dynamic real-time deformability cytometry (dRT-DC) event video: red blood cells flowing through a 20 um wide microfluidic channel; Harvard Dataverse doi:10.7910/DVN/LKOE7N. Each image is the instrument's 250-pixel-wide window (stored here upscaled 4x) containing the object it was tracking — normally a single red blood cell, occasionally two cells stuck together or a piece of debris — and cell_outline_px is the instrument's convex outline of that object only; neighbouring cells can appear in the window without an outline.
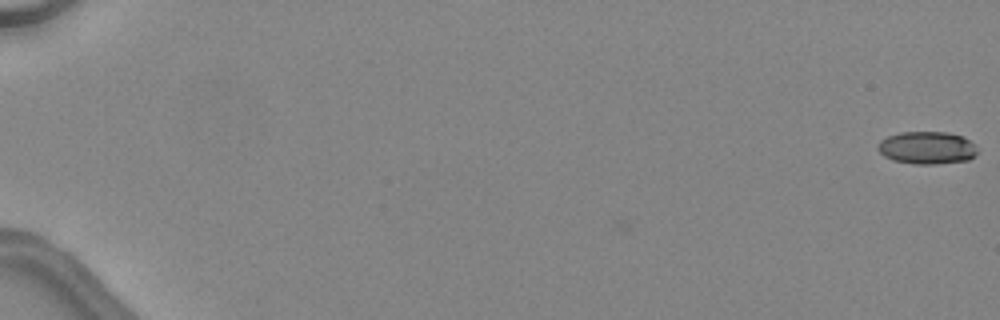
{"species": "common noctule bat (a hibernating species)", "species_latin": "Nyctalus noctula", "temperature_condition": "warm", "stored_images_in_passage": 40, "camera_frame_rate_fps": 3000, "um_per_image_px": 0.085, "animal": {"sex": "female", "body_mass_g": 24.6, "forearm_length_mm": 56.2}, "frame": {"image": 1, "passage_image": 1, "time_ms": 0.0, "image_size_px": [1000, 320], "cell_outline_px": [[976, 156], [968, 160], [936, 164], [916, 164], [892, 160], [884, 156], [876, 148], [880, 140], [888, 136], [900, 132], [948, 132], [964, 136], [976, 144]], "centroid_in_image_um": [78.81, 12.55], "position_along_channel_um": 6.2, "area_um2": 19.13}}
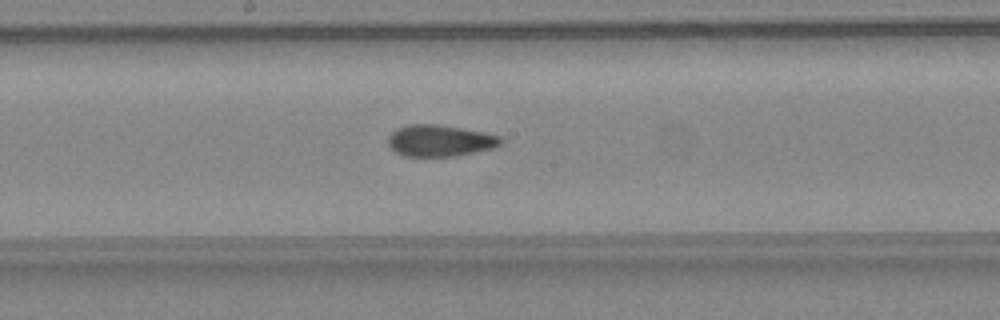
{"frame": {"image": 2, "passage_image": 29, "time_ms": 9.333, "image_size_px": [1000, 320], "cell_outline_px": [[504, 140], [500, 144], [492, 148], [476, 152], [456, 156], [404, 156], [396, 152], [388, 144], [388, 136], [396, 128], [408, 124], [436, 124], [484, 132], [500, 136]], "centroid_in_image_um": [37.38, 11.95], "position_along_channel_um": 210.8, "area_um2": 20.69}}
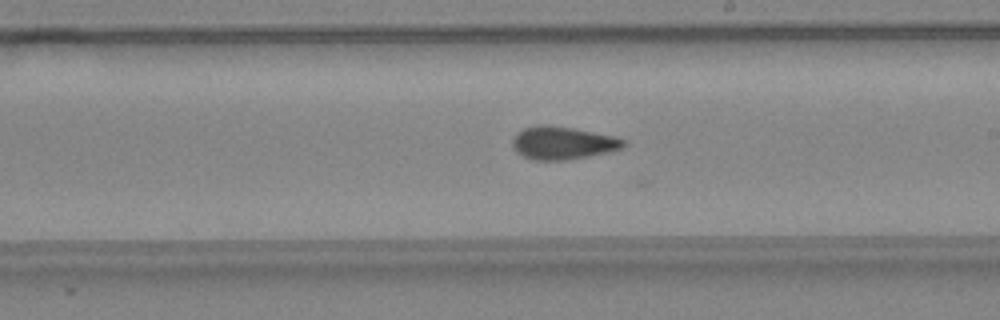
{"frame": {"image": 3, "passage_image": 31, "time_ms": 10.0, "image_size_px": [1000, 320], "cell_outline_px": [[628, 144], [612, 152], [564, 160], [532, 160], [516, 152], [512, 148], [512, 140], [516, 132], [524, 128], [536, 124], [548, 124], [576, 128], [616, 136], [624, 140]], "centroid_in_image_um": [47.82, 12.13], "position_along_channel_um": 241.2, "area_um2": 21.73}}